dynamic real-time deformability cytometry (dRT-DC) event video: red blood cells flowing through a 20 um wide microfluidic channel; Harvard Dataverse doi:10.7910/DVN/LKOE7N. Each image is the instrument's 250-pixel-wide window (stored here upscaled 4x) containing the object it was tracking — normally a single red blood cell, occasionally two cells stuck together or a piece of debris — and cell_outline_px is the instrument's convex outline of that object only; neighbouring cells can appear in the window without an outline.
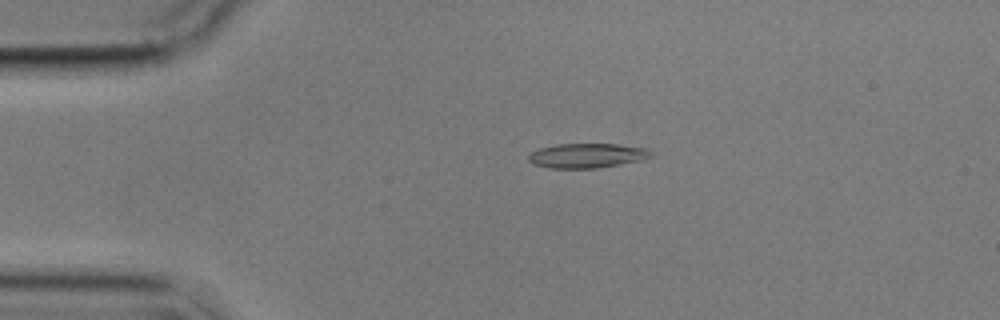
{"species": "common noctule bat (a hibernating species)", "species_latin": "Nyctalus noctula", "temperature_condition": "cold", "stored_images_in_passage": 4, "camera_frame_rate_fps": 3000, "um_per_image_px": 0.085, "animal": {"sex": "male", "body_mass_g": 17.9}, "frame": {"image": 1, "passage_image": 3, "time_ms": 2.333, "image_size_px": [1000, 320], "cell_outline_px": [[652, 156], [644, 160], [596, 168], [548, 168], [532, 164], [528, 160], [528, 156], [532, 152], [540, 148], [556, 144], [616, 144], [648, 148], [652, 152]], "centroid_in_image_um": [49.91, 13.23], "position_along_channel_um": 35.1, "area_um2": 17.63}}